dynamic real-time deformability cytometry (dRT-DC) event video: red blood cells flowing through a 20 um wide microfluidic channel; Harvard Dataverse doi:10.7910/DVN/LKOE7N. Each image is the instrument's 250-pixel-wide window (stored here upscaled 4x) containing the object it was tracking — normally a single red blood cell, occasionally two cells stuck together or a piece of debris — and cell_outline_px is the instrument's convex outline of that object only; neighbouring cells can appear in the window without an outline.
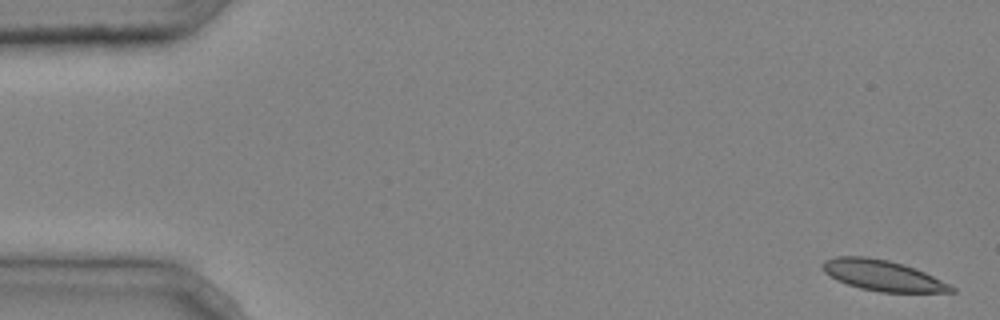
{"species": "common noctule bat (a hibernating species)", "species_latin": "Nyctalus noctula", "temperature_condition": "cold", "stored_images_in_passage": 4, "camera_frame_rate_fps": 3000, "um_per_image_px": 0.085, "animal": {"sex": "male", "body_mass_g": 20.4}, "frame": {"image": 1, "passage_image": 1, "time_ms": 0.0, "image_size_px": [1000, 320], "cell_outline_px": [[956, 292], [880, 292], [860, 288], [836, 280], [824, 272], [824, 260], [836, 256], [864, 256], [888, 260], [916, 268], [956, 288]], "centroid_in_image_um": [75.02, 23.41], "position_along_channel_um": 10.0, "area_um2": 22.77}}
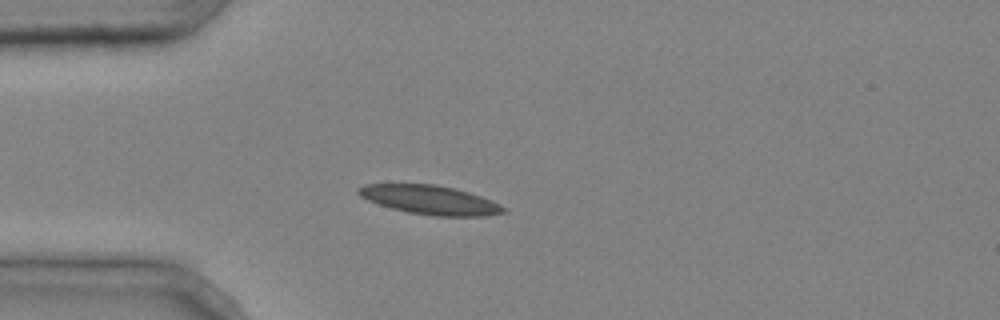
{"frame": {"image": 2, "passage_image": 4, "time_ms": 1.0, "image_size_px": [1000, 320], "cell_outline_px": [[504, 212], [484, 216], [432, 216], [408, 212], [392, 208], [368, 200], [360, 196], [356, 192], [356, 188], [364, 184], [436, 184], [468, 192], [480, 196], [500, 204], [504, 208]], "centroid_in_image_um": [36.5, 16.99], "position_along_channel_um": 48.5, "area_um2": 24.28}}